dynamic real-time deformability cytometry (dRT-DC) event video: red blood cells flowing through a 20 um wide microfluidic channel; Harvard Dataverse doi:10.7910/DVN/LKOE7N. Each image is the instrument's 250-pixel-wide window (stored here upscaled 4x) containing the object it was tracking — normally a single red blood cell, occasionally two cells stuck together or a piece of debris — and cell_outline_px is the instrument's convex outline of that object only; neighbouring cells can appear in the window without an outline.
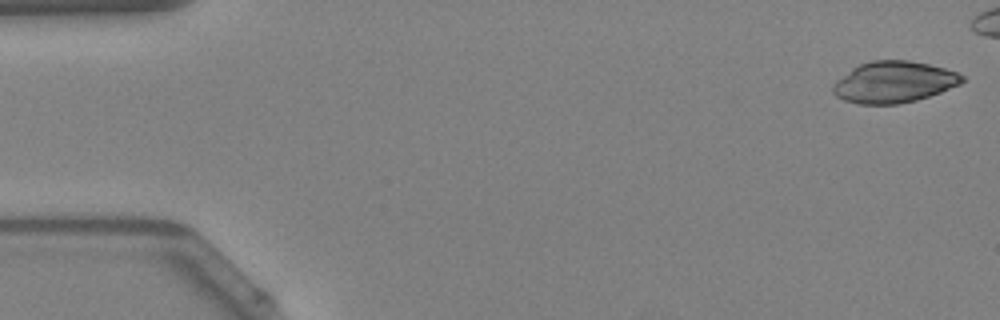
{"species": "Egyptian fruit bat (a non-hibernating species)", "species_latin": "Rousettus aegyptiacus", "temperature_condition": "warm", "stored_images_in_passage": 43, "camera_frame_rate_fps": 3000, "um_per_image_px": 0.085, "animal": {"sex": "female"}, "frame": {"image": 1, "passage_image": 1, "time_ms": 0.0, "image_size_px": [1000, 320], "cell_outline_px": [[964, 80], [960, 84], [940, 92], [916, 100], [900, 104], [860, 104], [844, 100], [836, 96], [832, 92], [832, 84], [836, 80], [852, 68], [860, 64], [872, 60], [908, 60], [928, 64], [944, 68], [956, 72], [964, 76]], "centroid_in_image_um": [75.95, 6.98], "position_along_channel_um": 9.1, "area_um2": 31.1}}